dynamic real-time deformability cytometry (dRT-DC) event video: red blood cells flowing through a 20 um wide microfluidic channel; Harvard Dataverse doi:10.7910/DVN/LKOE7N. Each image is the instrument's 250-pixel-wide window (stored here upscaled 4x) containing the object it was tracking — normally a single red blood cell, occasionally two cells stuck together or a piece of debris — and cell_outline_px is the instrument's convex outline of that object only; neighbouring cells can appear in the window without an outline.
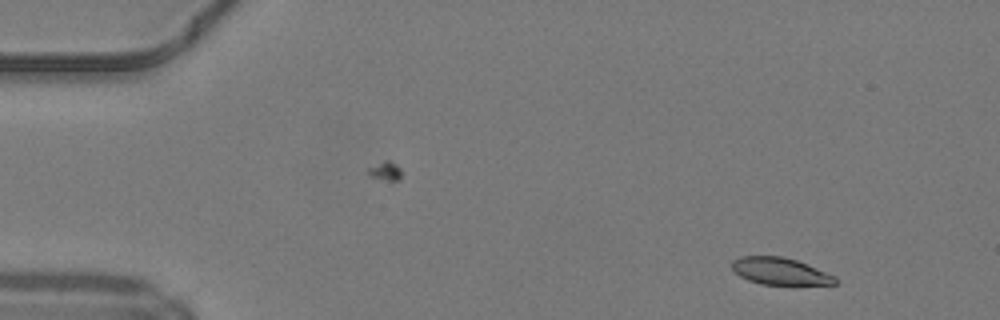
{"species": "common noctule bat (a hibernating species)", "species_latin": "Nyctalus noctula", "temperature_condition": "warm", "stored_images_in_passage": 49, "camera_frame_rate_fps": 3000, "um_per_image_px": 0.085, "animal": {"sex": "male", "body_mass_g": 19.2, "forearm_length_mm": 51.8}, "frame": {"image": 1, "passage_image": 5, "time_ms": 1.333, "image_size_px": [1000, 320], "cell_outline_px": [[840, 280], [836, 284], [760, 284], [748, 280], [740, 276], [732, 268], [732, 260], [740, 256], [784, 256], [808, 264], [836, 276]], "centroid_in_image_um": [66.33, 23.04], "position_along_channel_um": 18.7, "area_um2": 16.3}}
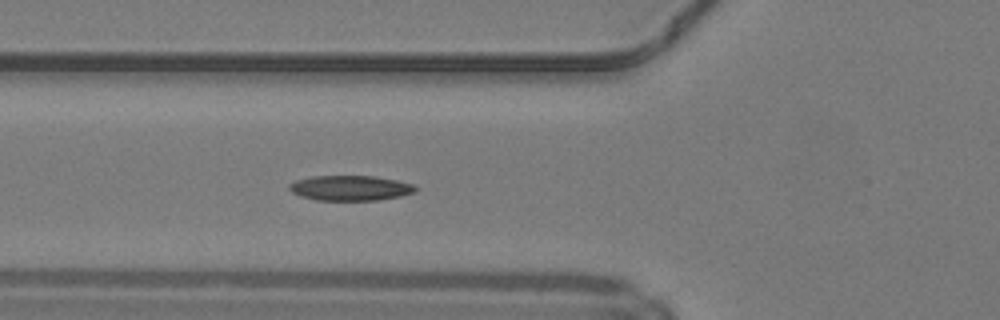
{"frame": {"image": 2, "passage_image": 18, "time_ms": 5.667, "image_size_px": [1000, 320], "cell_outline_px": [[420, 188], [416, 192], [400, 196], [380, 200], [316, 200], [300, 196], [292, 192], [288, 188], [288, 184], [296, 180], [312, 176], [376, 176], [396, 180], [412, 184]], "centroid_in_image_um": [29.79, 15.98], "position_along_channel_um": 96.0, "area_um2": 18.61}}
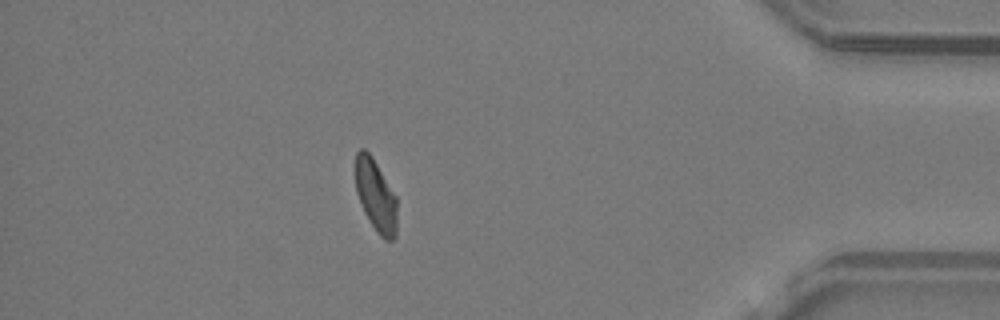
{"frame": {"image": 3, "passage_image": 43, "time_ms": 14.0, "image_size_px": [1000, 320], "cell_outline_px": [[396, 236], [392, 240], [384, 240], [380, 236], [364, 212], [356, 192], [356, 152], [360, 148], [364, 148], [372, 156], [396, 196]], "centroid_in_image_um": [31.94, 16.61], "position_along_channel_um": 403.3, "area_um2": 17.28}, "authors_computed_cell_mechanics": {"area_um2": 17.918, "velocity_mm_per_s": 4.2195, "shape_relaxation_time_tau1_ms": 10.4794, "shape_relaxation_time_tau2_ms": 7.2251, "deformation_change_tau1": 0.2323, "deformation_change_tau2": 0.1384}}